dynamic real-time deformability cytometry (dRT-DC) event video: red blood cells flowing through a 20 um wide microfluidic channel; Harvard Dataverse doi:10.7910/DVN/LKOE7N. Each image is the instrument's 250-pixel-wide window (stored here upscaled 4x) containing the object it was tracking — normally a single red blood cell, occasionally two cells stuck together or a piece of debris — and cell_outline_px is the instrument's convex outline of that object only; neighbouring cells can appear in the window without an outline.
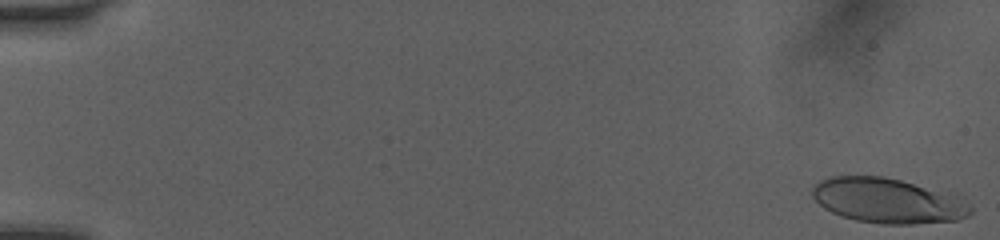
{"species": "human", "species_latin": "Homo sapiens", "temperature_condition": "room temperature", "stored_images_in_passage": 51, "camera_frame_rate_fps": 3000, "um_per_image_px": 0.085, "donor": {"sex": "female"}, "frame": {"image": 1, "passage_image": 1, "time_ms": 0.0, "image_size_px": [1000, 240], "cell_outline_px": [[972, 212], [968, 216], [956, 220], [912, 224], [880, 224], [856, 220], [832, 212], [824, 208], [812, 196], [812, 188], [820, 180], [832, 176], [884, 176], [956, 192], [964, 196], [972, 208]], "centroid_in_image_um": [75.57, 17.04], "position_along_channel_um": 9.4, "area_um2": 42.25}}
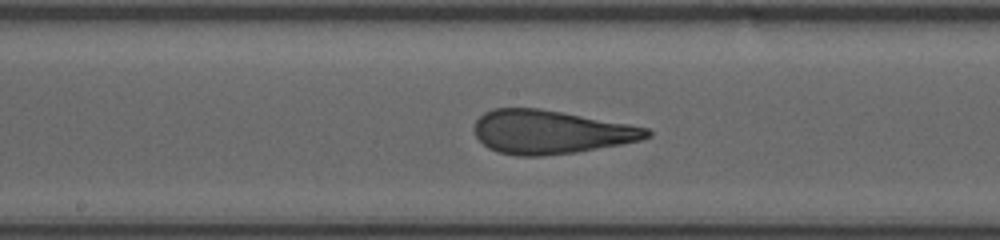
{"frame": {"image": 2, "passage_image": 28, "time_ms": 9.0, "image_size_px": [1000, 240], "cell_outline_px": [[652, 136], [640, 140], [620, 144], [576, 152], [544, 156], [516, 156], [496, 152], [488, 148], [476, 136], [472, 128], [476, 120], [484, 112], [492, 108], [540, 108], [628, 124], [648, 128], [652, 132]], "centroid_in_image_um": [46.75, 11.22], "position_along_channel_um": 201.4, "area_um2": 43.93}}
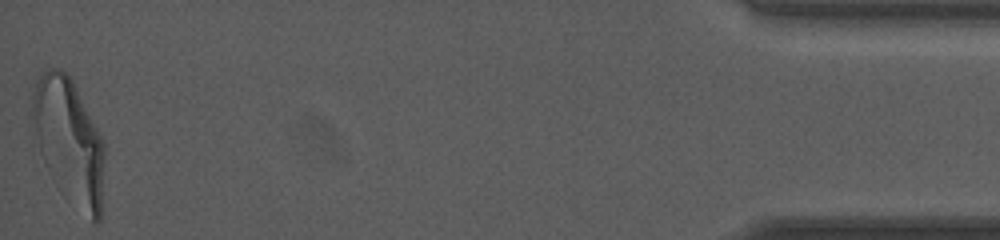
{"frame": {"image": 3, "passage_image": 51, "time_ms": 16.667, "image_size_px": [1000, 240], "cell_outline_px": [[104, 156], [100, 220], [96, 224], [92, 224], [60, 192], [52, 180], [44, 164], [40, 152], [36, 136], [32, 108], [32, 96], [36, 80], [40, 72], [44, 68], [60, 68], [72, 80], [104, 144]], "centroid_in_image_um": [5.85, 12.06], "position_along_channel_um": 429.3, "area_um2": 52.42}, "authors_computed_cell_mechanics": {"area_um2": 43.5234, "velocity_mm_per_s": 4.0689, "shape_relaxation_time_tau1_ms": 6.0786, "shape_relaxation_time_tau2_ms": 1.0255, "deformation_change_tau1": 0.2466, "deformation_change_tau2": 0.1079}}